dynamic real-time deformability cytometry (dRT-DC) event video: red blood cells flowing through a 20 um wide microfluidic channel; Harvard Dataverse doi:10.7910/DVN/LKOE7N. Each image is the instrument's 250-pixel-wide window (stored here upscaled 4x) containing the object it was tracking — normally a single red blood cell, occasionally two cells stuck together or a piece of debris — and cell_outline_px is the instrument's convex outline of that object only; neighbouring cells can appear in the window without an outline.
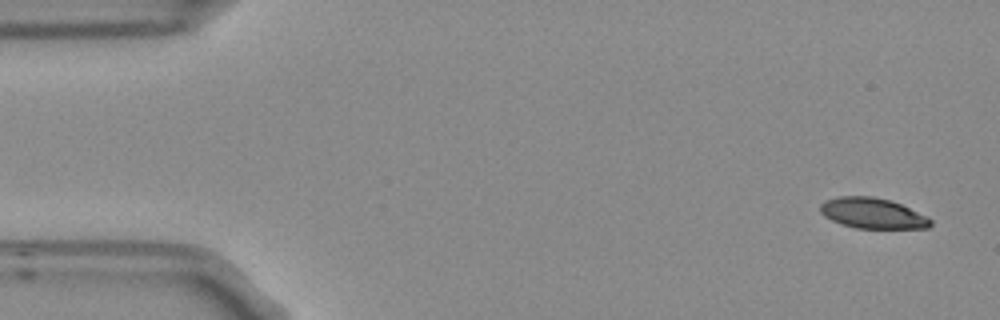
{"species": "Egyptian fruit bat (a non-hibernating species)", "species_latin": "Rousettus aegyptiacus", "temperature_condition": "room temperature", "stored_images_in_passage": 4, "camera_frame_rate_fps": 3000, "um_per_image_px": 0.085, "frame": {"image": 1, "passage_image": 1, "time_ms": 0.0, "image_size_px": [1000, 320], "cell_outline_px": [[932, 224], [928, 228], [856, 228], [840, 224], [824, 216], [820, 212], [820, 204], [824, 200], [840, 196], [872, 196], [888, 200], [900, 204], [928, 216], [932, 220]], "centroid_in_image_um": [74.15, 18.13], "position_along_channel_um": 10.8, "area_um2": 19.65}}
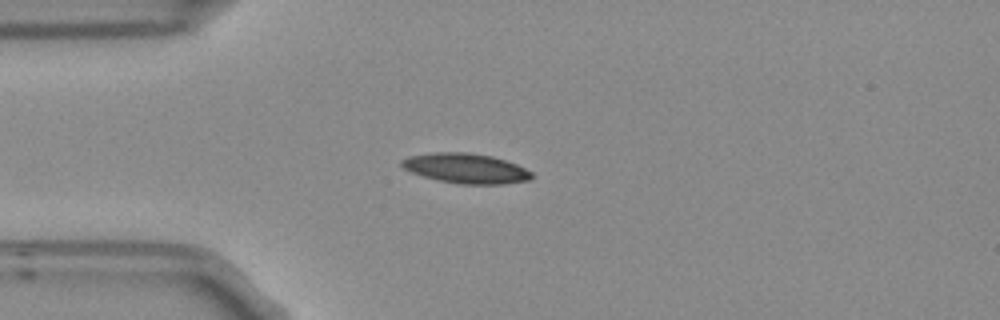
{"frame": {"image": 2, "passage_image": 4, "time_ms": 1.0, "image_size_px": [1000, 320], "cell_outline_px": [[536, 176], [528, 180], [504, 184], [460, 184], [440, 180], [424, 176], [412, 172], [404, 168], [400, 164], [400, 160], [408, 156], [436, 152], [468, 152], [492, 156], [516, 164], [532, 172]], "centroid_in_image_um": [39.61, 14.3], "position_along_channel_um": 45.4, "area_um2": 22.6}}